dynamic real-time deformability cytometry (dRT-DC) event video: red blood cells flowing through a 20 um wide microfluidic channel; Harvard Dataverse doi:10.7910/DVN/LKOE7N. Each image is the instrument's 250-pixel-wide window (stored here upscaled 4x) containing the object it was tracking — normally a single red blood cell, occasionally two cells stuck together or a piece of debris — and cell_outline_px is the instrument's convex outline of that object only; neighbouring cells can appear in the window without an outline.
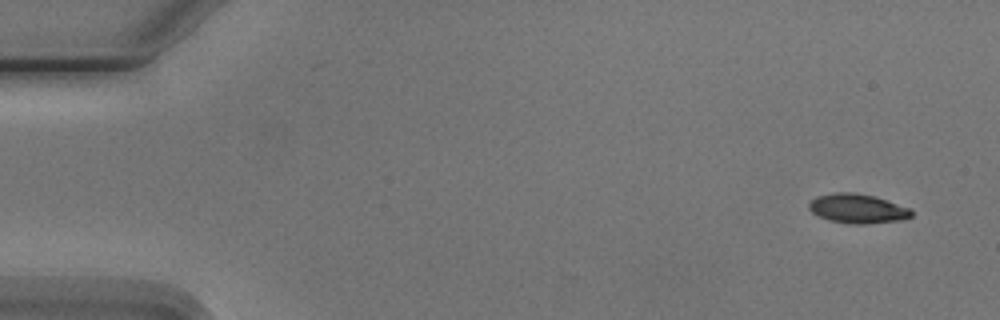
{"species": "Egyptian fruit bat (a non-hibernating species)", "species_latin": "Rousettus aegyptiacus", "temperature_condition": "cold", "stored_images_in_passage": 8, "camera_frame_rate_fps": 3000, "um_per_image_px": 0.085, "animal": {"sex": "male"}, "frame": {"image": 1, "passage_image": 1, "time_ms": 0.0, "image_size_px": [1000, 320], "cell_outline_px": [[912, 216], [900, 220], [868, 224], [848, 224], [828, 220], [812, 212], [808, 208], [808, 204], [816, 196], [836, 192], [852, 192], [872, 196], [912, 208]], "centroid_in_image_um": [72.88, 17.74], "position_along_channel_um": 12.1, "area_um2": 17.51}}
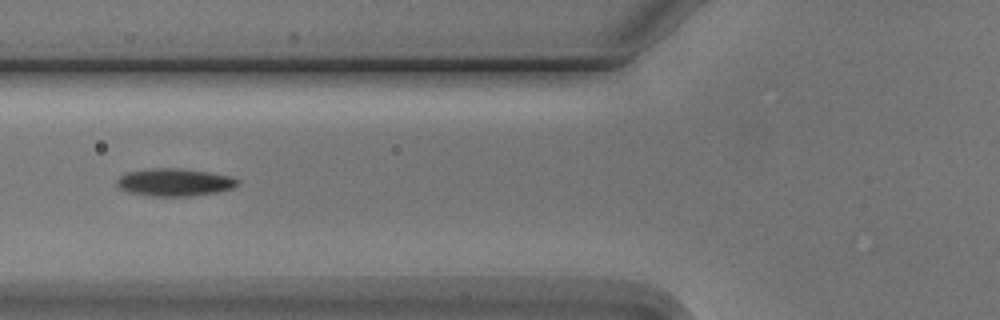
{"frame": {"image": 2, "passage_image": 5, "time_ms": 6.0, "image_size_px": [1000, 320], "cell_outline_px": [[240, 184], [232, 188], [220, 192], [192, 196], [144, 196], [128, 192], [120, 188], [116, 184], [116, 180], [120, 176], [128, 172], [152, 168], [180, 168], [208, 172], [232, 176], [240, 180]], "centroid_in_image_um": [14.86, 15.5], "position_along_channel_um": 110.9, "area_um2": 19.71}}
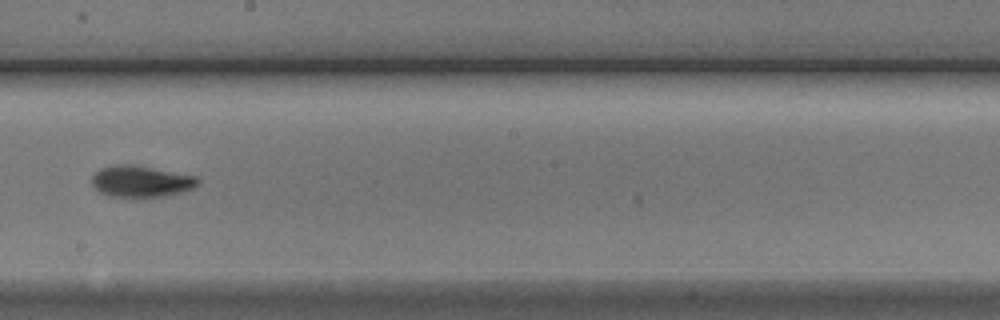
{"frame": {"image": 3, "passage_image": 8, "time_ms": 9.333, "image_size_px": [1000, 320], "cell_outline_px": [[200, 184], [184, 192], [168, 196], [108, 196], [100, 192], [92, 184], [92, 176], [100, 168], [128, 164], [196, 176], [200, 180]], "centroid_in_image_um": [12.02, 15.43], "position_along_channel_um": 236.2, "area_um2": 19.02}}